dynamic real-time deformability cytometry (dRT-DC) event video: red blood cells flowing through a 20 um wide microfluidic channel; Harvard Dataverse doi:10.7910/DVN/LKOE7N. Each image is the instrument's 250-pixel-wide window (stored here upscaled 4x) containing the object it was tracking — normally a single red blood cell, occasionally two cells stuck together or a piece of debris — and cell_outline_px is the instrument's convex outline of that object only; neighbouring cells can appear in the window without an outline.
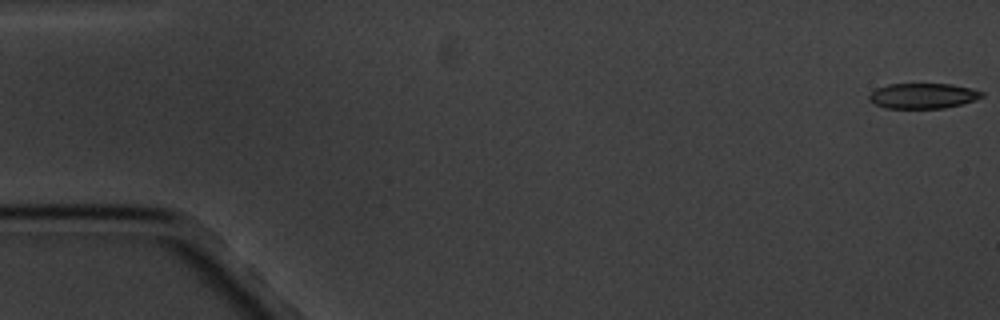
{"species": "common noctule bat (a hibernating species)", "species_latin": "Nyctalus noctula", "temperature_condition": "cold", "stored_images_in_passage": 5, "camera_frame_rate_fps": 3000, "um_per_image_px": 0.085, "animal": {"sex": "male", "body_mass_g": 20.1, "forearm_length_mm": 53.5}, "frame": {"image": 1, "passage_image": 1, "time_ms": 0.0, "image_size_px": [1000, 320], "cell_outline_px": [[984, 96], [976, 100], [944, 108], [884, 108], [868, 100], [868, 96], [876, 88], [888, 84], [952, 84], [972, 88], [984, 92]], "centroid_in_image_um": [78.46, 8.14], "position_along_channel_um": 6.5, "area_um2": 16.7}}
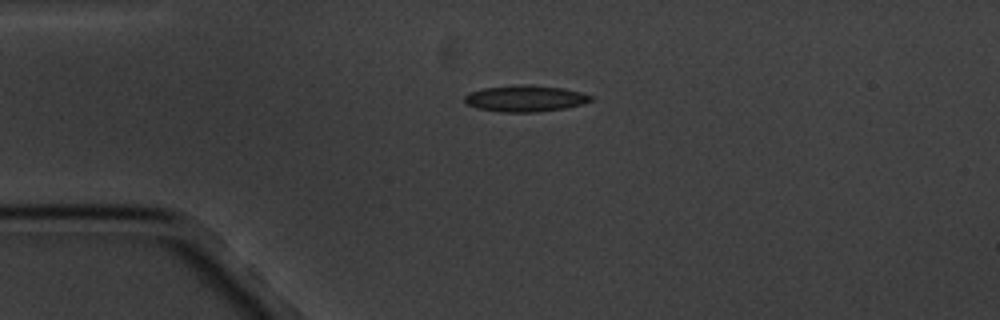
{"frame": {"image": 2, "passage_image": 4, "time_ms": 4.333, "image_size_px": [1000, 320], "cell_outline_px": [[592, 100], [584, 104], [564, 108], [536, 112], [500, 112], [476, 108], [468, 104], [464, 100], [464, 96], [468, 92], [484, 88], [516, 84], [528, 84], [564, 88], [580, 92], [592, 96]], "centroid_in_image_um": [44.63, 8.36], "position_along_channel_um": 40.4, "area_um2": 19.54}}